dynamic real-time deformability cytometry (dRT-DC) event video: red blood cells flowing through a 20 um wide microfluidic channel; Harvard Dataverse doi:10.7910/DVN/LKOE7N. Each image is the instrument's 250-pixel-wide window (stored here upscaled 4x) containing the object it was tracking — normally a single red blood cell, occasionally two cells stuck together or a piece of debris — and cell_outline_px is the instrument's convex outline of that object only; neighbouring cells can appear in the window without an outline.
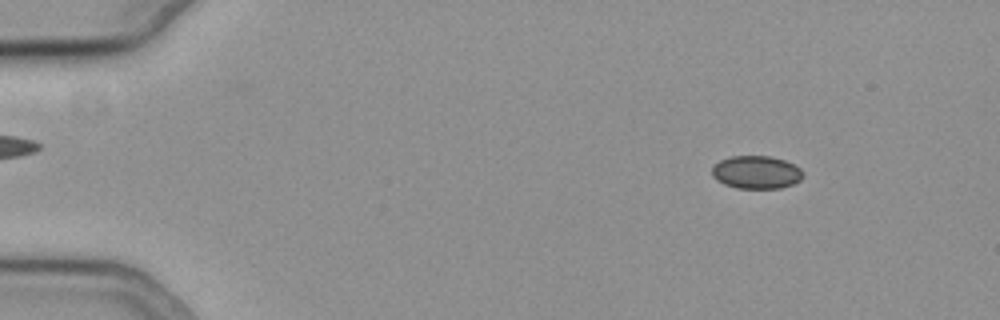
{"species": "common noctule bat (a hibernating species)", "species_latin": "Nyctalus noctula", "temperature_condition": "cold", "stored_images_in_passage": 14, "camera_frame_rate_fps": 3000, "um_per_image_px": 0.085, "animal": {"sex": "female", "body_mass_g": 19.3, "forearm_length_mm": 54.1}, "frame": {"image": 1, "passage_image": 6, "time_ms": 1.667, "image_size_px": [1000, 320], "cell_outline_px": [[804, 176], [800, 180], [792, 184], [780, 188], [736, 188], [724, 184], [716, 180], [712, 176], [712, 168], [720, 160], [732, 156], [772, 156], [784, 160], [800, 168], [804, 172]], "centroid_in_image_um": [64.29, 14.64], "position_along_channel_um": 20.7, "area_um2": 17.51}}